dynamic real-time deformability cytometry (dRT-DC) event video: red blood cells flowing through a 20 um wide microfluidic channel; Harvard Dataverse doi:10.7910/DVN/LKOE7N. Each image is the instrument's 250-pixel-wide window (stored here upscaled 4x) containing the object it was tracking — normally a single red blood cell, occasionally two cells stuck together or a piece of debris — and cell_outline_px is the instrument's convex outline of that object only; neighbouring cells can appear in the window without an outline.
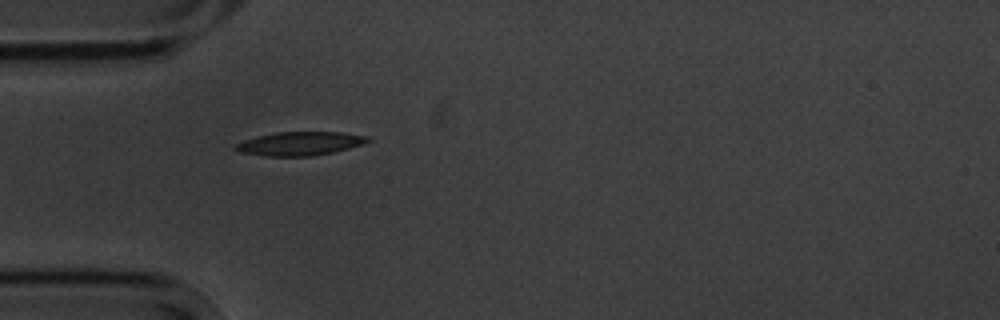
{"species": "common noctule bat (a hibernating species)", "species_latin": "Nyctalus noctula", "temperature_condition": "cold", "stored_images_in_passage": 2, "camera_frame_rate_fps": 3000, "um_per_image_px": 0.085, "animal": {"sex": "male", "body_mass_g": 20.1, "forearm_length_mm": 53.5}, "frame": {"image": 1, "passage_image": 1, "time_ms": 0.0, "image_size_px": [1000, 320], "cell_outline_px": [[372, 140], [348, 148], [332, 152], [308, 156], [264, 156], [240, 152], [232, 148], [236, 144], [244, 140], [276, 132], [340, 132], [368, 136]], "centroid_in_image_um": [25.46, 12.2], "position_along_channel_um": 59.5, "area_um2": 17.98}}
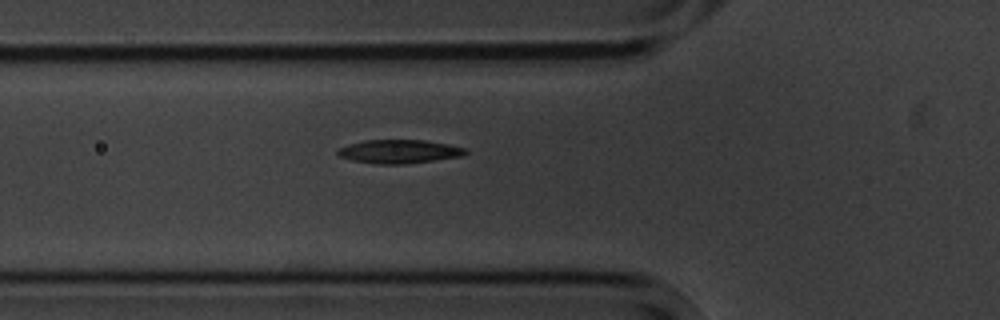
{"frame": {"image": 2, "passage_image": 2, "time_ms": 1.0, "image_size_px": [1000, 320], "cell_outline_px": [[468, 152], [460, 156], [404, 164], [380, 164], [352, 160], [340, 156], [336, 152], [336, 148], [348, 144], [364, 140], [424, 140], [448, 144], [468, 148]], "centroid_in_image_um": [33.9, 12.86], "position_along_channel_um": 91.9, "area_um2": 17.51}}